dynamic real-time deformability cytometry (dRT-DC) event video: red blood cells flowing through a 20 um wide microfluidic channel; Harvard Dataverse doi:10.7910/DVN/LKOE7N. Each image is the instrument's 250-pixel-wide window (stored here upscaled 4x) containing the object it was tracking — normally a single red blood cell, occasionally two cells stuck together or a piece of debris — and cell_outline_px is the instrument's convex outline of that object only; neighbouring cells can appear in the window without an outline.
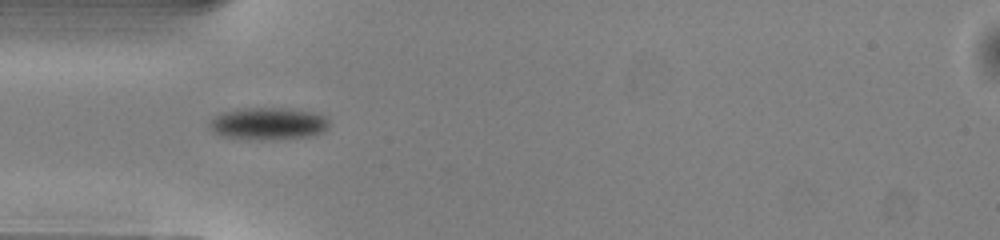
{"species": "common noctule bat (a hibernating species)", "species_latin": "Nyctalus noctula", "temperature_condition": "warm", "stored_images_in_passage": 29, "camera_frame_rate_fps": 3000, "um_per_image_px": 0.085, "animal": {"sex": "male", "body_mass_g": 13.0, "forearm_length_mm": 53.1}, "frame": {"image": 1, "passage_image": 1, "time_ms": 0.0, "image_size_px": [1000, 240], "cell_outline_px": [[328, 128], [324, 132], [312, 136], [272, 140], [256, 140], [224, 136], [212, 132], [208, 128], [208, 124], [220, 112], [240, 108], [288, 108], [312, 112], [324, 116], [328, 120]], "centroid_in_image_um": [22.79, 10.51], "position_along_channel_um": 62.2, "area_um2": 22.77}}
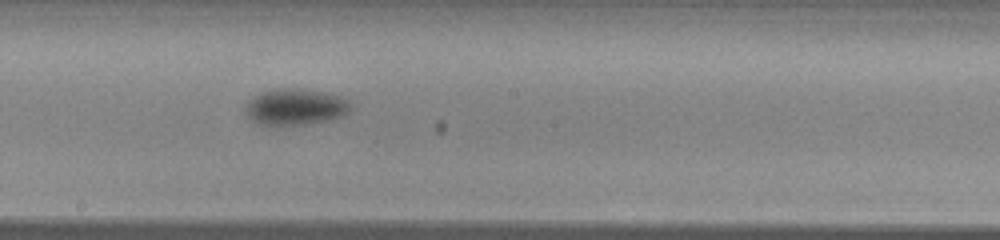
{"frame": {"image": 2, "passage_image": 13, "time_ms": 4.0, "image_size_px": [1000, 240], "cell_outline_px": [[352, 108], [348, 112], [340, 116], [324, 120], [304, 124], [276, 128], [256, 124], [248, 116], [244, 108], [248, 100], [252, 96], [260, 92], [272, 88], [300, 88], [328, 92], [340, 96], [348, 100], [352, 104]], "centroid_in_image_um": [25.04, 9.09], "position_along_channel_um": 223.2, "area_um2": 23.06}}
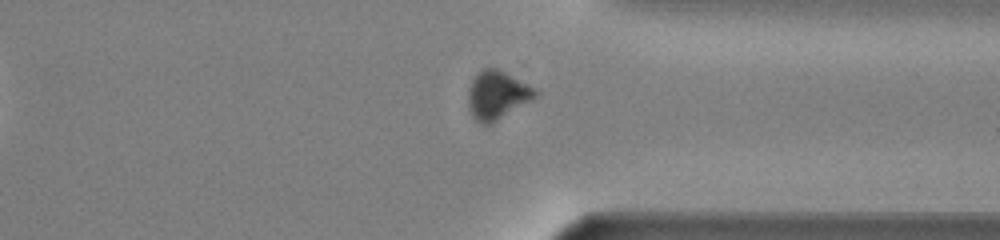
{"frame": {"image": 3, "passage_image": 24, "time_ms": 7.667, "image_size_px": [1000, 240], "cell_outline_px": [[540, 96], [492, 124], [480, 124], [472, 116], [468, 108], [468, 88], [472, 80], [484, 68], [500, 68], [536, 88], [540, 92]], "centroid_in_image_um": [42.31, 8.09], "position_along_channel_um": 369.1, "area_um2": 19.48}, "authors_computed_cell_mechanics": {"area_um2": 21.7906, "velocity_mm_per_s": 4.051, "shape_relaxation_time_tau1_ms": 1.6174, "shape_relaxation_time_tau2_ms": null, "deformation_change_tau1": 0.1095, "deformation_change_tau2": null}}